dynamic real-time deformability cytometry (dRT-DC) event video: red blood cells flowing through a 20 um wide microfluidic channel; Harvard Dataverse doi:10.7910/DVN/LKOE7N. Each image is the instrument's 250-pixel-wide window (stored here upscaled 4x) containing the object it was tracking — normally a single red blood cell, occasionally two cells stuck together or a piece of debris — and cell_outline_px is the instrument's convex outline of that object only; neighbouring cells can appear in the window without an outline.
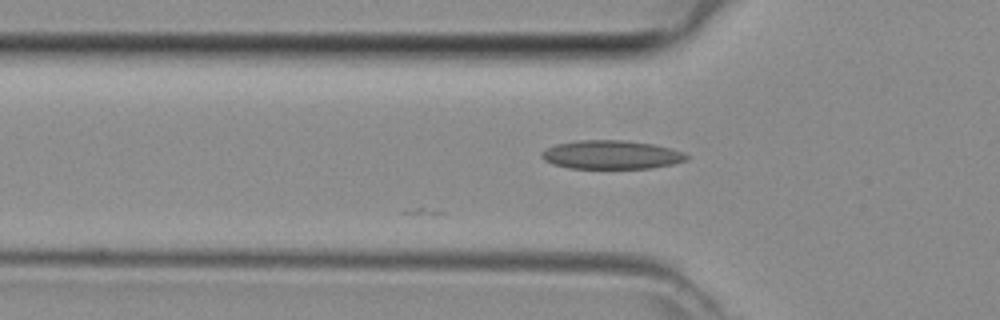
{"species": "common noctule bat (a hibernating species)", "species_latin": "Nyctalus noctula", "temperature_condition": "room temperature", "stored_images_in_passage": 3, "camera_frame_rate_fps": 3000, "um_per_image_px": 0.085, "animal": {"sex": "female", "body_mass_g": 29.2, "forearm_length_mm": 56.3}, "frame": {"image": 1, "passage_image": 3, "time_ms": 0.667, "image_size_px": [1000, 320], "cell_outline_px": [[688, 160], [672, 164], [652, 168], [568, 168], [552, 164], [544, 160], [540, 156], [540, 152], [556, 144], [580, 140], [624, 140], [652, 144], [672, 148], [684, 152], [688, 156]], "centroid_in_image_um": [51.97, 13.15], "position_along_channel_um": 73.8, "area_um2": 24.28}}